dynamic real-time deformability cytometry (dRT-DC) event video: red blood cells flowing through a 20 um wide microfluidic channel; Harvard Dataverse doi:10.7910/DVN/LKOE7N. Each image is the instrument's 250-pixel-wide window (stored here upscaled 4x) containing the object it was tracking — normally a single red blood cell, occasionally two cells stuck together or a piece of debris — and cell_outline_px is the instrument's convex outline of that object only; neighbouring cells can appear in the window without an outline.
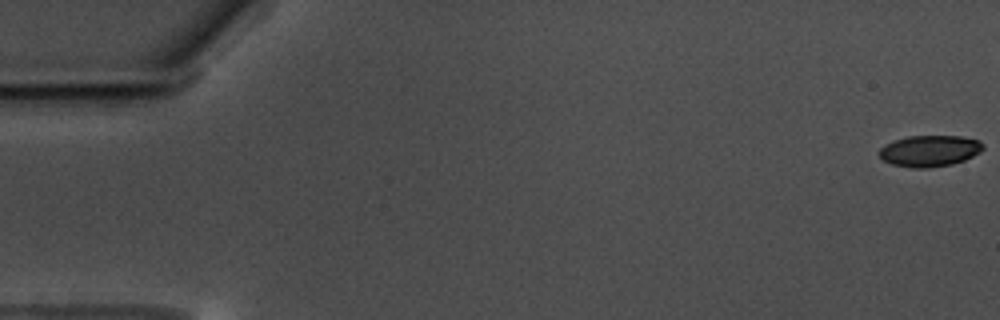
{"species": "common noctule bat (a hibernating species)", "species_latin": "Nyctalus noctula", "temperature_condition": "warm", "stored_images_in_passage": 59, "camera_frame_rate_fps": 3000, "um_per_image_px": 0.085, "animal": {"sex": "male", "body_mass_g": 17.5, "forearm_length_mm": 52.3}, "frame": {"image": 1, "passage_image": 1, "time_ms": 0.0, "image_size_px": [1000, 320], "cell_outline_px": [[984, 148], [980, 152], [964, 160], [952, 164], [928, 168], [912, 168], [892, 164], [884, 160], [880, 156], [880, 148], [884, 144], [892, 140], [908, 136], [960, 136], [980, 140], [984, 144]], "centroid_in_image_um": [79.02, 12.82], "position_along_channel_um": 6.0, "area_um2": 19.02}}
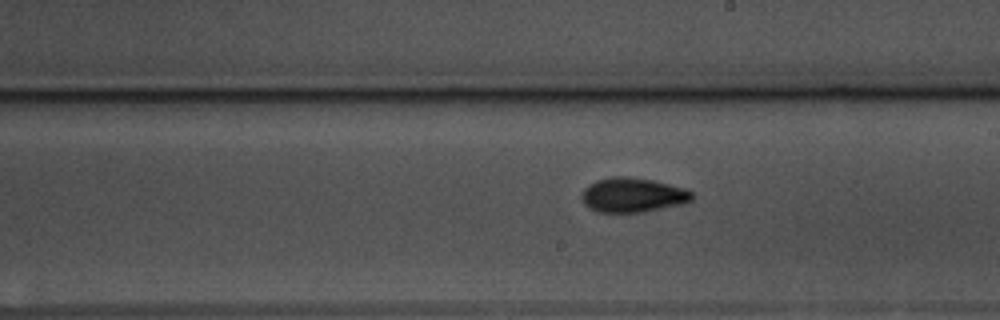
{"frame": {"image": 2, "passage_image": 34, "time_ms": 11.0, "image_size_px": [1000, 320], "cell_outline_px": [[696, 196], [692, 200], [684, 204], [644, 212], [596, 212], [588, 208], [584, 204], [580, 196], [584, 188], [588, 184], [596, 180], [612, 176], [628, 176], [652, 180], [684, 188], [692, 192]], "centroid_in_image_um": [53.77, 16.58], "position_along_channel_um": 235.2, "area_um2": 22.54}}
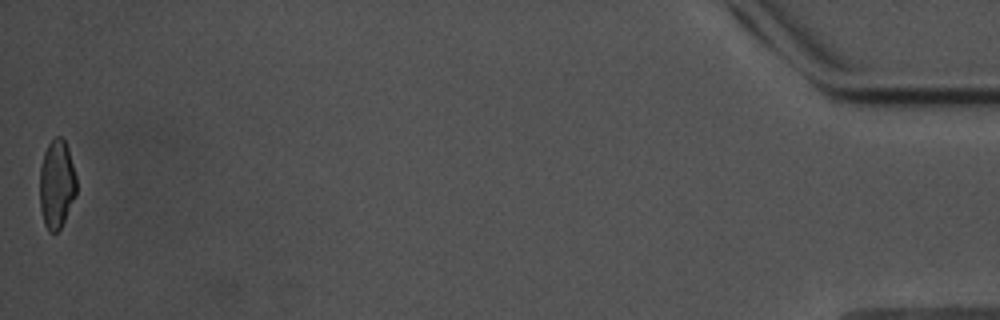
{"frame": {"image": 3, "passage_image": 59, "time_ms": 19.333, "image_size_px": [1000, 320], "cell_outline_px": [[76, 196], [60, 228], [56, 232], [48, 232], [44, 224], [40, 208], [40, 168], [44, 152], [48, 144], [56, 136], [60, 136], [64, 140], [68, 148], [76, 176]], "centroid_in_image_um": [4.81, 15.66], "position_along_channel_um": 430.4, "area_um2": 18.96}, "authors_computed_cell_mechanics": {"area_um2": 20.4612, "velocity_mm_per_s": 3.5162, "shape_relaxation_time_tau1_ms": 4.1798, "shape_relaxation_time_tau2_ms": 3.6001, "deformation_change_tau1": 0.1258, "deformation_change_tau2": 0.0942}}